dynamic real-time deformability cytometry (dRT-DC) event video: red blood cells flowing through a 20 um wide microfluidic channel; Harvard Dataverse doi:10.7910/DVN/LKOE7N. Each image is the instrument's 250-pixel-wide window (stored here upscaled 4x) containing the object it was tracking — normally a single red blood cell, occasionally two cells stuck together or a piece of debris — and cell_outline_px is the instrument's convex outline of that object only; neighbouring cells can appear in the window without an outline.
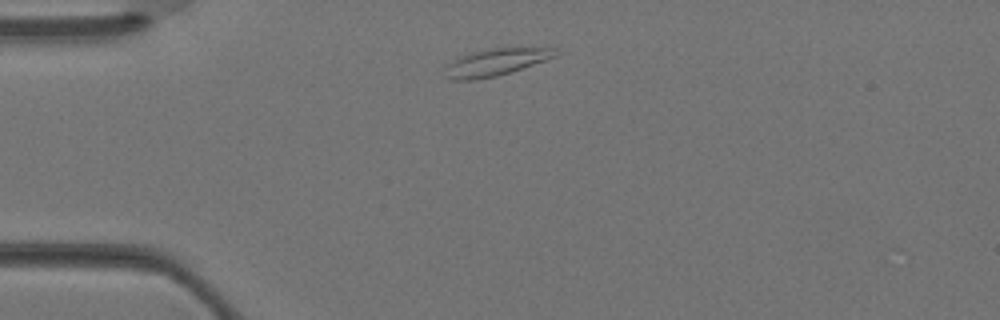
{"species": "Egyptian fruit bat (a non-hibernating species)", "species_latin": "Rousettus aegyptiacus", "temperature_condition": "warm", "stored_images_in_passage": 1, "camera_frame_rate_fps": 3000, "um_per_image_px": 0.085, "animal": {"sex": "female"}, "frame": {"image": 1, "passage_image": 1, "time_ms": 0.0, "image_size_px": [1000, 320], "cell_outline_px": [[556, 56], [496, 76], [472, 80], [448, 80], [444, 76], [444, 64], [464, 56], [476, 52], [492, 48], [556, 48]], "centroid_in_image_um": [42.04, 5.31], "position_along_channel_um": 43.0, "area_um2": 16.94}}